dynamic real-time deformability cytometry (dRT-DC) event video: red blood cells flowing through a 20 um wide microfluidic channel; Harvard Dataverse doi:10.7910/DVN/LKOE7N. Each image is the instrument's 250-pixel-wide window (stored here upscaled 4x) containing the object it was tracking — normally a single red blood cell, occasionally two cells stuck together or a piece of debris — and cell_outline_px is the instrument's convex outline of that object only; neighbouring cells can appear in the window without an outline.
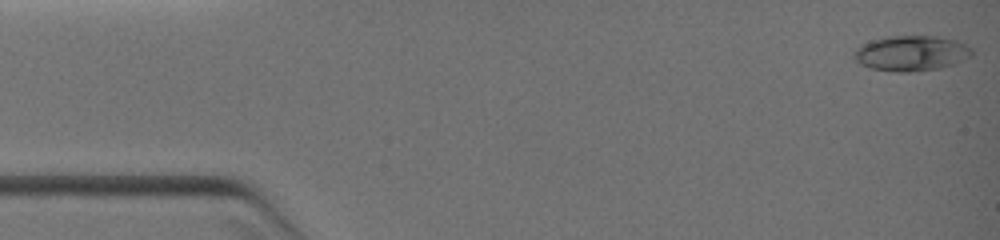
{"species": "common noctule bat (a hibernating species)", "species_latin": "Nyctalus noctula", "temperature_condition": "warm", "stored_images_in_passage": 4, "camera_frame_rate_fps": 3000, "um_per_image_px": 0.085, "animal": {"sex": "female", "body_mass_g": 19.0, "forearm_length_mm": 51.5}, "frame": {"image": 1, "passage_image": 1, "time_ms": 0.0, "image_size_px": [1000, 240], "cell_outline_px": [[972, 56], [956, 64], [940, 68], [908, 72], [896, 72], [868, 68], [860, 64], [852, 56], [852, 52], [860, 44], [872, 40], [888, 36], [936, 36], [956, 40], [972, 48]], "centroid_in_image_um": [77.43, 4.53], "position_along_channel_um": 7.6, "area_um2": 24.57}}
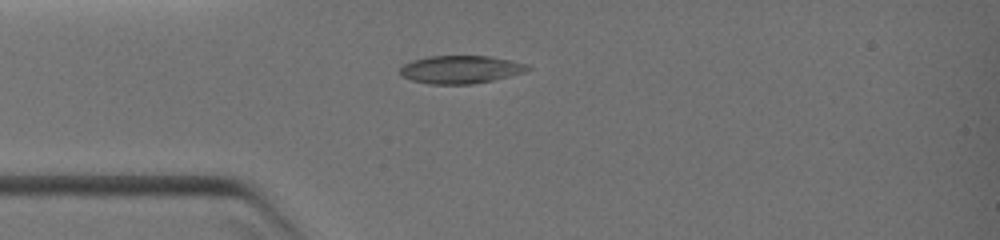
{"frame": {"image": 2, "passage_image": 4, "time_ms": 3.0, "image_size_px": [1000, 240], "cell_outline_px": [[532, 68], [524, 72], [492, 80], [472, 84], [428, 84], [412, 80], [400, 76], [400, 68], [404, 64], [412, 60], [428, 56], [488, 56], [512, 60], [528, 64]], "centroid_in_image_um": [39.14, 5.9], "position_along_channel_um": 45.9, "area_um2": 20.81}}